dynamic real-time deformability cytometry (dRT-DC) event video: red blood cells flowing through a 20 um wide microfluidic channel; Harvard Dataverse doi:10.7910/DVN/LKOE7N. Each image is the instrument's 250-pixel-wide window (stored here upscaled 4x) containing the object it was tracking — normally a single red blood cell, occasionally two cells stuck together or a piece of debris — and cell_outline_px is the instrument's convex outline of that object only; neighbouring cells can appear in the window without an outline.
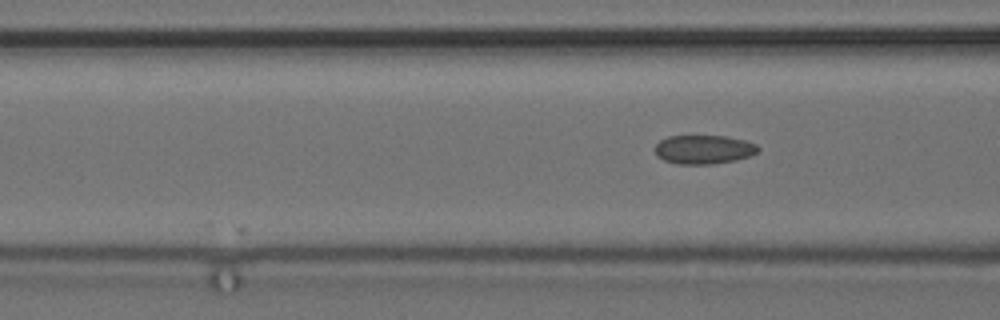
{"species": "common noctule bat (a hibernating species)", "species_latin": "Nyctalus noctula", "temperature_condition": "cold", "stored_images_in_passage": 5, "camera_frame_rate_fps": 3000, "um_per_image_px": 0.085, "animal": {"sex": "female", "body_mass_g": 24.6, "forearm_length_mm": 56.2}, "frame": {"image": 1, "passage_image": 5, "time_ms": 1.333, "image_size_px": [1000, 320], "cell_outline_px": [[760, 152], [736, 160], [712, 164], [676, 164], [664, 160], [656, 156], [656, 144], [660, 140], [668, 136], [728, 136], [744, 140], [756, 144], [760, 148]], "centroid_in_image_um": [59.83, 12.7], "position_along_channel_um": 106.8, "area_um2": 17.46}}